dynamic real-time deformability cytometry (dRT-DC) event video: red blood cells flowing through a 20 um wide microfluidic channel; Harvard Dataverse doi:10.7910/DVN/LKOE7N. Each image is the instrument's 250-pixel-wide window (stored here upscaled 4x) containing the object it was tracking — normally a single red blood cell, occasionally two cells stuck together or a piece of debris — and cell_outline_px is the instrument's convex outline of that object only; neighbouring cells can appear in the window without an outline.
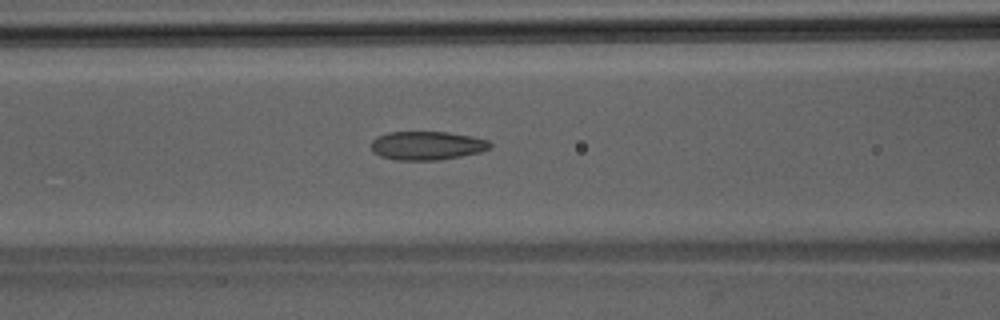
{"species": "Egyptian fruit bat (a non-hibernating species)", "species_latin": "Rousettus aegyptiacus", "temperature_condition": "room temperature", "stored_images_in_passage": 37, "camera_frame_rate_fps": 3000, "um_per_image_px": 0.085, "animal": {"sex": "male"}, "frame": {"image": 1, "passage_image": 19, "time_ms": 6.0, "image_size_px": [1000, 320], "cell_outline_px": [[492, 144], [488, 148], [480, 152], [460, 156], [436, 160], [396, 160], [380, 156], [372, 152], [372, 140], [376, 136], [388, 132], [448, 132], [472, 136], [488, 140]], "centroid_in_image_um": [36.26, 12.37], "position_along_channel_um": 130.3, "area_um2": 19.83}}
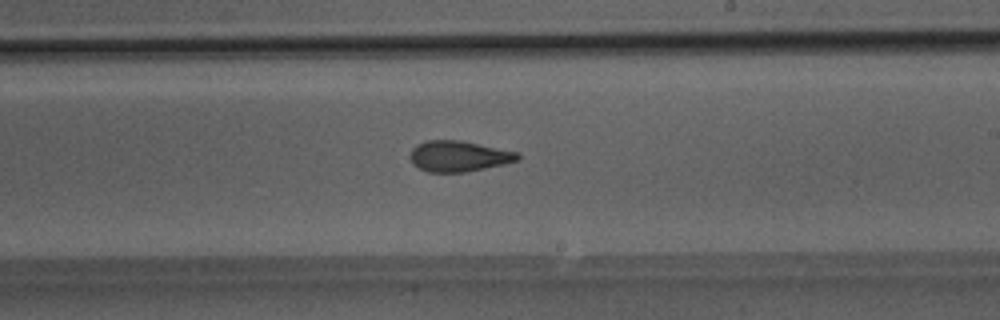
{"frame": {"image": 2, "passage_image": 27, "time_ms": 8.667, "image_size_px": [1000, 320], "cell_outline_px": [[520, 156], [516, 160], [504, 164], [464, 172], [428, 172], [412, 164], [408, 156], [412, 148], [416, 144], [428, 140], [460, 140], [520, 152]], "centroid_in_image_um": [38.95, 13.27], "position_along_channel_um": 250.0, "area_um2": 19.36}}
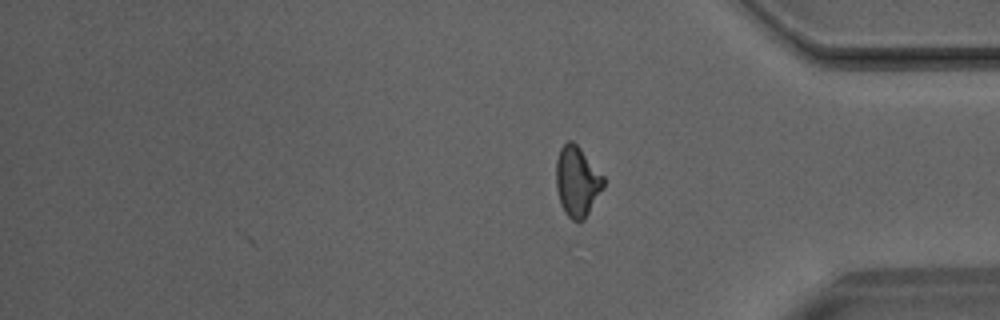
{"frame": {"image": 3, "passage_image": 37, "time_ms": 12.0, "image_size_px": [1000, 320], "cell_outline_px": [[604, 188], [584, 220], [572, 220], [564, 212], [560, 204], [556, 188], [556, 160], [560, 148], [568, 140], [572, 140], [580, 148], [604, 176]], "centroid_in_image_um": [49.05, 15.42], "position_along_channel_um": 386.1, "area_um2": 19.48}}